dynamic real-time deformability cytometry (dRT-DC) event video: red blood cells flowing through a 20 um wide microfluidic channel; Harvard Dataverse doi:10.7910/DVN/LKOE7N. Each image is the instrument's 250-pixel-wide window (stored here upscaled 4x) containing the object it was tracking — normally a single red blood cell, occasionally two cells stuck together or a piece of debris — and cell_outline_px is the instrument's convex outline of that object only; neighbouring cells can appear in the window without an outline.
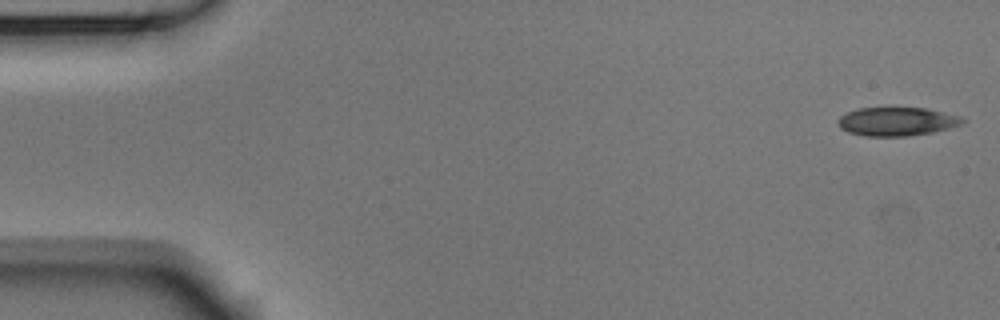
{"species": "Egyptian fruit bat (a non-hibernating species)", "species_latin": "Rousettus aegyptiacus", "temperature_condition": "room temperature", "stored_images_in_passage": 5, "camera_frame_rate_fps": 3000, "um_per_image_px": 0.085, "animal": {"sex": "male"}, "frame": {"image": 1, "passage_image": 1, "time_ms": 0.0, "image_size_px": [1000, 320], "cell_outline_px": [[968, 120], [960, 124], [948, 128], [932, 132], [908, 136], [864, 136], [848, 132], [840, 128], [836, 120], [840, 116], [856, 108], [928, 108], [960, 116]], "centroid_in_image_um": [76.21, 10.32], "position_along_channel_um": 8.8, "area_um2": 20.81}}
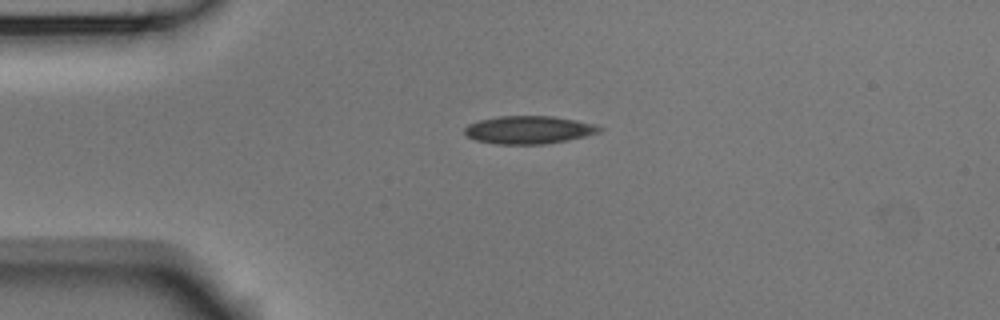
{"frame": {"image": 2, "passage_image": 4, "time_ms": 1.0, "image_size_px": [1000, 320], "cell_outline_px": [[604, 128], [600, 132], [568, 140], [544, 144], [496, 144], [476, 140], [468, 136], [464, 132], [464, 128], [468, 124], [480, 120], [496, 116], [552, 116], [576, 120], [596, 124]], "centroid_in_image_um": [44.96, 11.03], "position_along_channel_um": 40.0, "area_um2": 21.96}}